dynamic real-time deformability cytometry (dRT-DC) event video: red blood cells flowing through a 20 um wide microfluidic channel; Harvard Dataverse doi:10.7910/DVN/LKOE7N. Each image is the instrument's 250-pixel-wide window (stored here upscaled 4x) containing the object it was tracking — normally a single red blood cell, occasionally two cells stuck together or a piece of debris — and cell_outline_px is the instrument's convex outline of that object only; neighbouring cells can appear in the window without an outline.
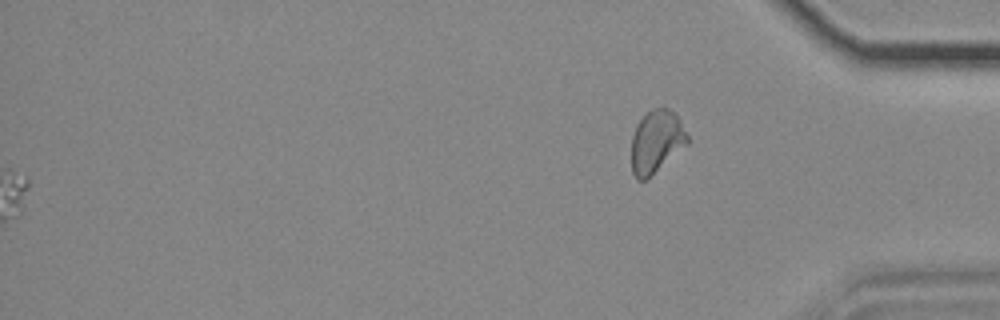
{"species": "common noctule bat (a hibernating species)", "species_latin": "Nyctalus noctula", "temperature_condition": "cold", "stored_images_in_passage": 56, "segment_of_instrument_passage": [2, 2], "camera_frame_rate_fps": 3000, "um_per_image_px": 0.085, "animal": {"sex": "female", "body_mass_g": 18.4}, "frame": {"image": 1, "passage_image": 56, "time_ms": 18.333, "image_size_px": [1000, 320], "cell_outline_px": [[688, 144], [644, 180], [636, 180], [632, 172], [632, 136], [636, 124], [652, 108], [668, 108], [680, 120], [688, 136]], "centroid_in_image_um": [55.78, 12.02], "position_along_channel_um": 379.4, "area_um2": 20.06}}